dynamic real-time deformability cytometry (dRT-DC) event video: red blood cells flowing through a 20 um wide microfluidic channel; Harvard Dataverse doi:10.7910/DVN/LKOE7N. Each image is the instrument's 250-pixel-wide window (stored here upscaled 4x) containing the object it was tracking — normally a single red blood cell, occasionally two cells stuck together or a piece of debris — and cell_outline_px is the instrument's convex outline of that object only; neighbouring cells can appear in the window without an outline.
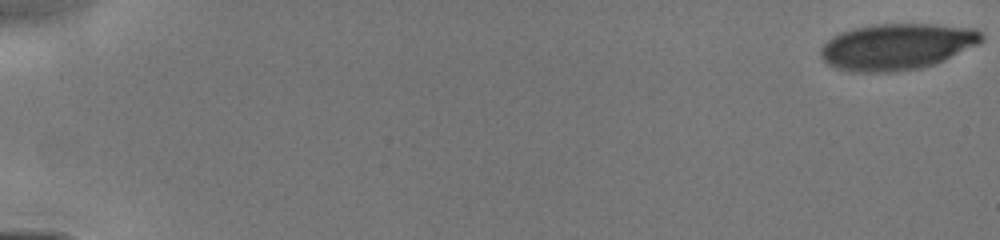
{"species": "human", "species_latin": "Homo sapiens", "temperature_condition": "cold", "stored_images_in_passage": 17, "camera_frame_rate_fps": 3000, "um_per_image_px": 0.085, "donor": {"sex": "male"}, "frame": {"image": 1, "passage_image": 1, "time_ms": 0.0, "image_size_px": [1000, 240], "cell_outline_px": [[984, 40], [980, 44], [936, 64], [920, 68], [892, 72], [848, 72], [836, 68], [828, 64], [820, 56], [820, 48], [832, 36], [840, 32], [852, 28], [872, 24], [932, 24], [976, 28], [984, 36]], "centroid_in_image_um": [76.24, 3.96], "position_along_channel_um": 8.8, "area_um2": 43.93}}
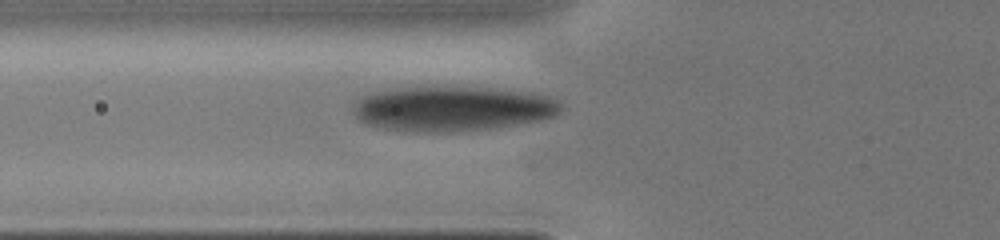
{"frame": {"image": 2, "passage_image": 15, "time_ms": 6.0, "image_size_px": [1000, 240], "cell_outline_px": [[564, 108], [556, 116], [544, 120], [492, 128], [452, 132], [412, 132], [380, 128], [364, 124], [352, 112], [352, 108], [360, 96], [372, 92], [396, 88], [492, 88], [544, 92], [556, 100]], "centroid_in_image_um": [38.51, 9.25], "position_along_channel_um": 87.3, "area_um2": 55.03}}
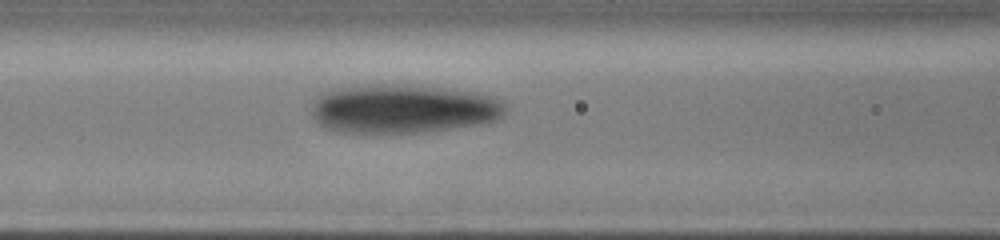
{"frame": {"image": 3, "passage_image": 17, "time_ms": 7.0, "image_size_px": [1000, 240], "cell_outline_px": [[508, 108], [496, 120], [476, 124], [428, 132], [340, 132], [324, 128], [316, 124], [312, 116], [312, 104], [316, 96], [332, 88], [356, 84], [392, 84], [440, 88], [480, 92], [504, 100], [508, 104]], "centroid_in_image_um": [34.22, 9.23], "position_along_channel_um": 132.4, "area_um2": 55.89}}